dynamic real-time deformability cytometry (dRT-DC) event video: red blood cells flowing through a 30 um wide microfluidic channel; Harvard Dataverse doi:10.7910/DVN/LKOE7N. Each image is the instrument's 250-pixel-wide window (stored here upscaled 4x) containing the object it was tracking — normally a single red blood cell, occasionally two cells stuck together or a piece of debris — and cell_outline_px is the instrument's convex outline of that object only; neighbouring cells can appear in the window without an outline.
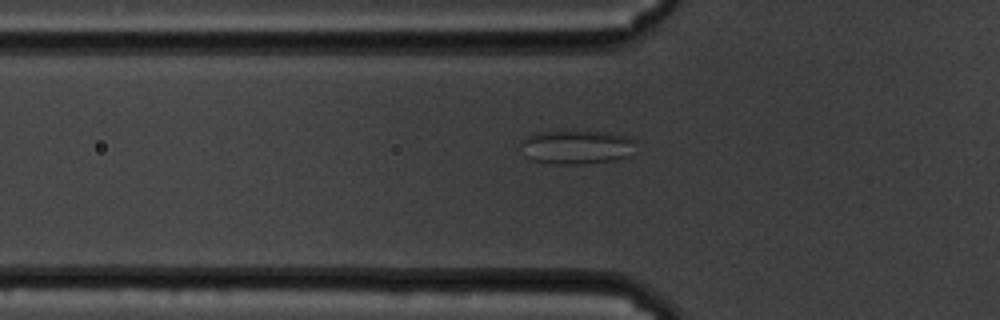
{"species": "common noctule bat (a hibernating species)", "species_latin": "Nyctalus noctula", "temperature_condition": "cold", "stored_images_in_passage": 44, "camera_frame_rate_fps": 3000, "um_per_image_px": 0.085, "animal": {"sex": "male", "body_mass_g": 19.5, "forearm_length_mm": 54.6}, "frame": {"image": 1, "passage_image": 10, "time_ms": 3.0, "image_size_px": [1000, 320], "cell_outline_px": [[636, 140], [632, 156], [616, 160], [584, 164], [552, 164], [532, 160], [524, 156], [520, 148], [520, 140], [536, 132], [576, 128], [612, 132], [632, 136]], "centroid_in_image_um": [49.04, 12.45], "position_along_channel_um": 76.8, "area_um2": 24.39}}
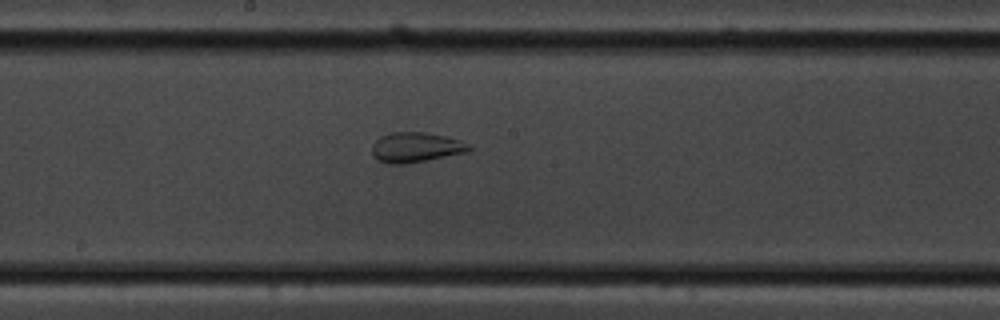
{"frame": {"image": 2, "passage_image": 22, "time_ms": 7.0, "image_size_px": [1000, 320], "cell_outline_px": [[472, 148], [468, 152], [408, 164], [388, 164], [376, 160], [372, 152], [372, 144], [380, 136], [392, 132], [428, 132], [460, 140]], "centroid_in_image_um": [35.31, 12.53], "position_along_channel_um": 212.9, "area_um2": 17.11}}
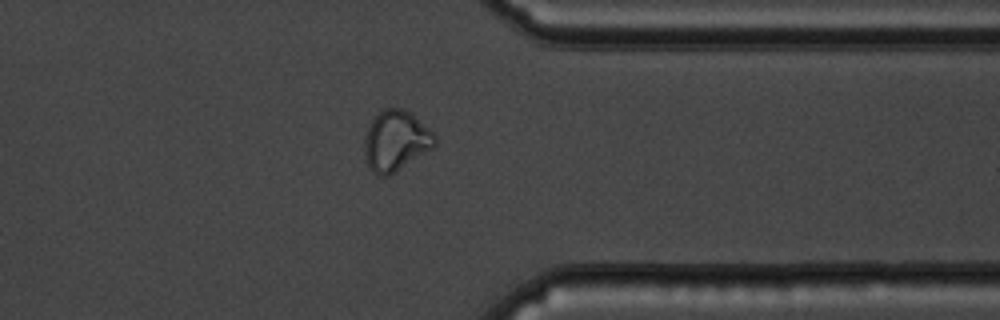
{"frame": {"image": 3, "passage_image": 37, "time_ms": 12.0, "image_size_px": [1000, 320], "cell_outline_px": [[436, 144], [432, 148], [396, 172], [388, 176], [376, 176], [368, 168], [364, 152], [364, 144], [368, 128], [372, 120], [384, 108], [404, 108], [412, 112], [436, 136]], "centroid_in_image_um": [33.64, 11.98], "position_along_channel_um": 377.8, "area_um2": 24.85}}